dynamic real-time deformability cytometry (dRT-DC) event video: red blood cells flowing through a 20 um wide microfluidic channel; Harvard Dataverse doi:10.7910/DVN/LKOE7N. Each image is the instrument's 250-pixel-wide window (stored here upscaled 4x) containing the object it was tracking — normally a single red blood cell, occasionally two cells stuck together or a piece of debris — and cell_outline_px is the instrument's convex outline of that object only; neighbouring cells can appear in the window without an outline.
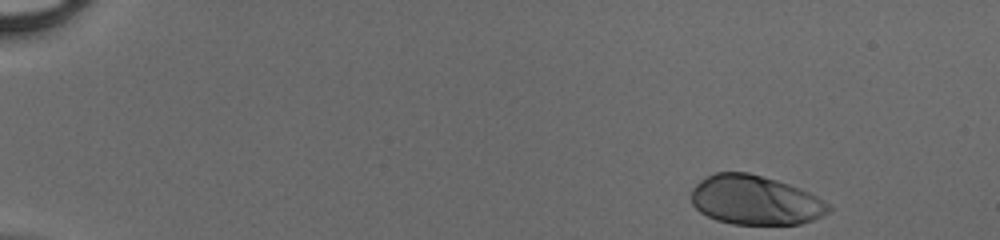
{"species": "human", "species_latin": "Homo sapiens", "temperature_condition": "cold", "stored_images_in_passage": 38, "camera_frame_rate_fps": 3000, "um_per_image_px": 0.085, "donor": {"sex": "male"}, "frame": {"image": 1, "passage_image": 1, "time_ms": 0.0, "image_size_px": [1000, 240], "cell_outline_px": [[832, 208], [828, 212], [812, 220], [800, 224], [732, 224], [716, 220], [700, 212], [692, 204], [688, 196], [692, 188], [700, 180], [716, 172], [748, 172], [776, 180], [800, 188], [816, 196], [828, 204]], "centroid_in_image_um": [64.14, 17.01], "position_along_channel_um": 20.9, "area_um2": 39.48}}
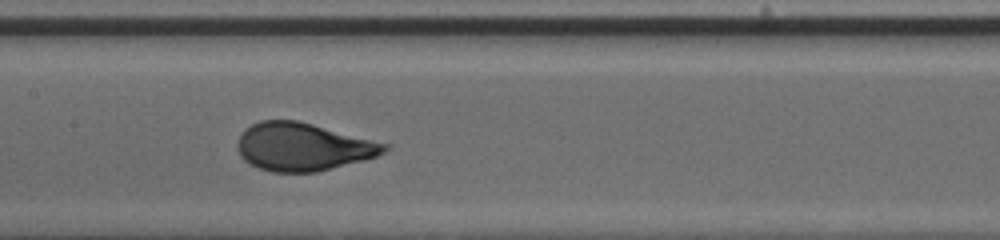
{"frame": {"image": 2, "passage_image": 22, "time_ms": 7.0, "image_size_px": [1000, 240], "cell_outline_px": [[388, 148], [384, 152], [376, 156], [364, 160], [316, 172], [272, 172], [248, 164], [240, 156], [236, 148], [236, 144], [244, 128], [260, 120], [296, 120], [312, 124], [388, 144]], "centroid_in_image_um": [25.69, 12.48], "position_along_channel_um": 181.7, "area_um2": 40.86}}
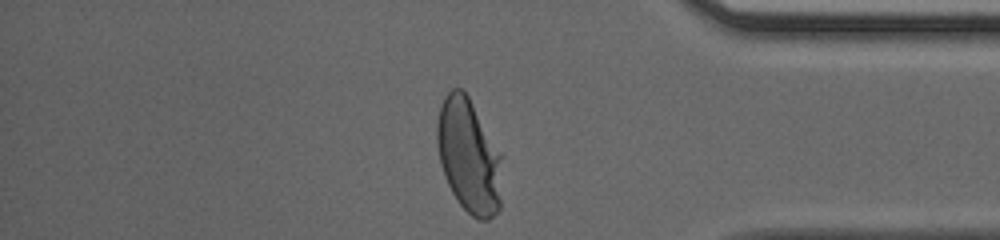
{"frame": {"image": 3, "passage_image": 38, "time_ms": 12.333, "image_size_px": [1000, 240], "cell_outline_px": [[500, 208], [488, 220], [480, 220], [472, 216], [456, 200], [444, 176], [440, 164], [436, 144], [436, 120], [440, 104], [444, 96], [452, 88], [460, 88], [468, 96], [500, 152]], "centroid_in_image_um": [39.8, 13.24], "position_along_channel_um": 395.4, "area_um2": 43.06}}